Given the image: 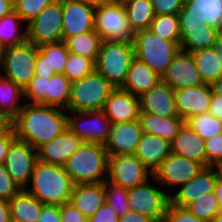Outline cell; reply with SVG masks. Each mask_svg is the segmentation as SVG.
Listing matches in <instances>:
<instances>
[{
  "instance_id": "6da1fadb",
  "label": "cell",
  "mask_w": 222,
  "mask_h": 222,
  "mask_svg": "<svg viewBox=\"0 0 222 222\" xmlns=\"http://www.w3.org/2000/svg\"><path fill=\"white\" fill-rule=\"evenodd\" d=\"M16 138L36 150L67 128V111L54 106L26 103L10 122Z\"/></svg>"
},
{
  "instance_id": "7a4b0ae2",
  "label": "cell",
  "mask_w": 222,
  "mask_h": 222,
  "mask_svg": "<svg viewBox=\"0 0 222 222\" xmlns=\"http://www.w3.org/2000/svg\"><path fill=\"white\" fill-rule=\"evenodd\" d=\"M29 185L26 190L42 204L59 206L70 201L74 187V183L64 166L39 160L35 163Z\"/></svg>"
},
{
  "instance_id": "3957f363",
  "label": "cell",
  "mask_w": 222,
  "mask_h": 222,
  "mask_svg": "<svg viewBox=\"0 0 222 222\" xmlns=\"http://www.w3.org/2000/svg\"><path fill=\"white\" fill-rule=\"evenodd\" d=\"M74 185L107 180L108 153L102 143L83 142L64 165Z\"/></svg>"
},
{
  "instance_id": "277c9868",
  "label": "cell",
  "mask_w": 222,
  "mask_h": 222,
  "mask_svg": "<svg viewBox=\"0 0 222 222\" xmlns=\"http://www.w3.org/2000/svg\"><path fill=\"white\" fill-rule=\"evenodd\" d=\"M133 46L135 57L162 78L180 50V41L164 40L150 29H145L135 32Z\"/></svg>"
},
{
  "instance_id": "5b68a950",
  "label": "cell",
  "mask_w": 222,
  "mask_h": 222,
  "mask_svg": "<svg viewBox=\"0 0 222 222\" xmlns=\"http://www.w3.org/2000/svg\"><path fill=\"white\" fill-rule=\"evenodd\" d=\"M134 58L133 43L102 40L95 62V70L115 88L121 87Z\"/></svg>"
},
{
  "instance_id": "8992f818",
  "label": "cell",
  "mask_w": 222,
  "mask_h": 222,
  "mask_svg": "<svg viewBox=\"0 0 222 222\" xmlns=\"http://www.w3.org/2000/svg\"><path fill=\"white\" fill-rule=\"evenodd\" d=\"M115 87L96 70L83 79L71 82L70 99L66 111L102 110Z\"/></svg>"
},
{
  "instance_id": "52a82bcc",
  "label": "cell",
  "mask_w": 222,
  "mask_h": 222,
  "mask_svg": "<svg viewBox=\"0 0 222 222\" xmlns=\"http://www.w3.org/2000/svg\"><path fill=\"white\" fill-rule=\"evenodd\" d=\"M36 58L37 46L29 41L4 48L0 60V74L24 90L35 76Z\"/></svg>"
},
{
  "instance_id": "ba28073f",
  "label": "cell",
  "mask_w": 222,
  "mask_h": 222,
  "mask_svg": "<svg viewBox=\"0 0 222 222\" xmlns=\"http://www.w3.org/2000/svg\"><path fill=\"white\" fill-rule=\"evenodd\" d=\"M94 28L102 40L133 43L135 33L123 3L105 2L95 7Z\"/></svg>"
},
{
  "instance_id": "9c48e42d",
  "label": "cell",
  "mask_w": 222,
  "mask_h": 222,
  "mask_svg": "<svg viewBox=\"0 0 222 222\" xmlns=\"http://www.w3.org/2000/svg\"><path fill=\"white\" fill-rule=\"evenodd\" d=\"M154 182H152V181ZM151 181V182H150ZM153 183V185H151ZM156 179L152 176L144 184L127 189V198L131 211L143 214L154 222L163 221L170 194L158 187Z\"/></svg>"
},
{
  "instance_id": "30bf717a",
  "label": "cell",
  "mask_w": 222,
  "mask_h": 222,
  "mask_svg": "<svg viewBox=\"0 0 222 222\" xmlns=\"http://www.w3.org/2000/svg\"><path fill=\"white\" fill-rule=\"evenodd\" d=\"M62 0H54L27 26V41L35 46L63 41Z\"/></svg>"
},
{
  "instance_id": "8fae6325",
  "label": "cell",
  "mask_w": 222,
  "mask_h": 222,
  "mask_svg": "<svg viewBox=\"0 0 222 222\" xmlns=\"http://www.w3.org/2000/svg\"><path fill=\"white\" fill-rule=\"evenodd\" d=\"M152 172L134 155L108 156L107 181L130 189L144 184L152 177Z\"/></svg>"
},
{
  "instance_id": "7c38bea8",
  "label": "cell",
  "mask_w": 222,
  "mask_h": 222,
  "mask_svg": "<svg viewBox=\"0 0 222 222\" xmlns=\"http://www.w3.org/2000/svg\"><path fill=\"white\" fill-rule=\"evenodd\" d=\"M67 113L68 128L83 142L104 144L108 139L112 122L103 110Z\"/></svg>"
},
{
  "instance_id": "4fadbf2b",
  "label": "cell",
  "mask_w": 222,
  "mask_h": 222,
  "mask_svg": "<svg viewBox=\"0 0 222 222\" xmlns=\"http://www.w3.org/2000/svg\"><path fill=\"white\" fill-rule=\"evenodd\" d=\"M37 160V150L29 143L17 138L11 142L4 165L20 189H26L29 186Z\"/></svg>"
},
{
  "instance_id": "5bb4252c",
  "label": "cell",
  "mask_w": 222,
  "mask_h": 222,
  "mask_svg": "<svg viewBox=\"0 0 222 222\" xmlns=\"http://www.w3.org/2000/svg\"><path fill=\"white\" fill-rule=\"evenodd\" d=\"M204 166L193 160L170 153L161 165L152 173L160 186H169L171 189L186 184L195 177Z\"/></svg>"
},
{
  "instance_id": "9a60e30c",
  "label": "cell",
  "mask_w": 222,
  "mask_h": 222,
  "mask_svg": "<svg viewBox=\"0 0 222 222\" xmlns=\"http://www.w3.org/2000/svg\"><path fill=\"white\" fill-rule=\"evenodd\" d=\"M222 173L219 167H204L195 177L170 193V202L179 207H187L206 193L214 192V185Z\"/></svg>"
},
{
  "instance_id": "2e32d148",
  "label": "cell",
  "mask_w": 222,
  "mask_h": 222,
  "mask_svg": "<svg viewBox=\"0 0 222 222\" xmlns=\"http://www.w3.org/2000/svg\"><path fill=\"white\" fill-rule=\"evenodd\" d=\"M162 80L174 91L205 84L195 65L192 54L181 49L168 65Z\"/></svg>"
},
{
  "instance_id": "e0dca14e",
  "label": "cell",
  "mask_w": 222,
  "mask_h": 222,
  "mask_svg": "<svg viewBox=\"0 0 222 222\" xmlns=\"http://www.w3.org/2000/svg\"><path fill=\"white\" fill-rule=\"evenodd\" d=\"M62 11L63 41L95 30V7L74 0H62Z\"/></svg>"
},
{
  "instance_id": "ac0fdd59",
  "label": "cell",
  "mask_w": 222,
  "mask_h": 222,
  "mask_svg": "<svg viewBox=\"0 0 222 222\" xmlns=\"http://www.w3.org/2000/svg\"><path fill=\"white\" fill-rule=\"evenodd\" d=\"M142 134L139 120L112 123L108 139L103 145L108 156L135 154Z\"/></svg>"
},
{
  "instance_id": "d6986e66",
  "label": "cell",
  "mask_w": 222,
  "mask_h": 222,
  "mask_svg": "<svg viewBox=\"0 0 222 222\" xmlns=\"http://www.w3.org/2000/svg\"><path fill=\"white\" fill-rule=\"evenodd\" d=\"M213 89L209 84L174 91L178 116L185 121L194 115L207 113Z\"/></svg>"
},
{
  "instance_id": "ffe728a7",
  "label": "cell",
  "mask_w": 222,
  "mask_h": 222,
  "mask_svg": "<svg viewBox=\"0 0 222 222\" xmlns=\"http://www.w3.org/2000/svg\"><path fill=\"white\" fill-rule=\"evenodd\" d=\"M82 143L83 141L67 126L54 140L43 144L37 149L38 160L49 164L64 166Z\"/></svg>"
},
{
  "instance_id": "44dd1931",
  "label": "cell",
  "mask_w": 222,
  "mask_h": 222,
  "mask_svg": "<svg viewBox=\"0 0 222 222\" xmlns=\"http://www.w3.org/2000/svg\"><path fill=\"white\" fill-rule=\"evenodd\" d=\"M140 110L162 117L178 116L174 90L163 80L139 97Z\"/></svg>"
},
{
  "instance_id": "7402d4cb",
  "label": "cell",
  "mask_w": 222,
  "mask_h": 222,
  "mask_svg": "<svg viewBox=\"0 0 222 222\" xmlns=\"http://www.w3.org/2000/svg\"><path fill=\"white\" fill-rule=\"evenodd\" d=\"M103 112L112 123L130 122L139 119V97L116 87L106 100Z\"/></svg>"
},
{
  "instance_id": "603a6c76",
  "label": "cell",
  "mask_w": 222,
  "mask_h": 222,
  "mask_svg": "<svg viewBox=\"0 0 222 222\" xmlns=\"http://www.w3.org/2000/svg\"><path fill=\"white\" fill-rule=\"evenodd\" d=\"M205 141L186 123L170 142L171 152L207 167Z\"/></svg>"
},
{
  "instance_id": "cb8c5ba5",
  "label": "cell",
  "mask_w": 222,
  "mask_h": 222,
  "mask_svg": "<svg viewBox=\"0 0 222 222\" xmlns=\"http://www.w3.org/2000/svg\"><path fill=\"white\" fill-rule=\"evenodd\" d=\"M170 153L168 140L143 132L134 155L153 173Z\"/></svg>"
},
{
  "instance_id": "d4e9b609",
  "label": "cell",
  "mask_w": 222,
  "mask_h": 222,
  "mask_svg": "<svg viewBox=\"0 0 222 222\" xmlns=\"http://www.w3.org/2000/svg\"><path fill=\"white\" fill-rule=\"evenodd\" d=\"M179 18L200 19L218 30L222 25V0H184Z\"/></svg>"
},
{
  "instance_id": "484cf974",
  "label": "cell",
  "mask_w": 222,
  "mask_h": 222,
  "mask_svg": "<svg viewBox=\"0 0 222 222\" xmlns=\"http://www.w3.org/2000/svg\"><path fill=\"white\" fill-rule=\"evenodd\" d=\"M162 78L156 74L146 63L136 57L132 60L127 77L121 89L134 96L140 97L143 93L154 87Z\"/></svg>"
},
{
  "instance_id": "4316f807",
  "label": "cell",
  "mask_w": 222,
  "mask_h": 222,
  "mask_svg": "<svg viewBox=\"0 0 222 222\" xmlns=\"http://www.w3.org/2000/svg\"><path fill=\"white\" fill-rule=\"evenodd\" d=\"M70 202L89 219L105 202L104 182L74 185Z\"/></svg>"
},
{
  "instance_id": "83f0119b",
  "label": "cell",
  "mask_w": 222,
  "mask_h": 222,
  "mask_svg": "<svg viewBox=\"0 0 222 222\" xmlns=\"http://www.w3.org/2000/svg\"><path fill=\"white\" fill-rule=\"evenodd\" d=\"M139 122L143 132L158 135L171 142L185 124L179 116L162 117L146 112L139 113Z\"/></svg>"
},
{
  "instance_id": "f1b7e54d",
  "label": "cell",
  "mask_w": 222,
  "mask_h": 222,
  "mask_svg": "<svg viewBox=\"0 0 222 222\" xmlns=\"http://www.w3.org/2000/svg\"><path fill=\"white\" fill-rule=\"evenodd\" d=\"M11 222H37L42 204L26 189H21L9 200Z\"/></svg>"
},
{
  "instance_id": "f546056e",
  "label": "cell",
  "mask_w": 222,
  "mask_h": 222,
  "mask_svg": "<svg viewBox=\"0 0 222 222\" xmlns=\"http://www.w3.org/2000/svg\"><path fill=\"white\" fill-rule=\"evenodd\" d=\"M21 99H23V90L0 74V117L10 123L24 105L20 104L23 103L20 102Z\"/></svg>"
},
{
  "instance_id": "4dcf8cb0",
  "label": "cell",
  "mask_w": 222,
  "mask_h": 222,
  "mask_svg": "<svg viewBox=\"0 0 222 222\" xmlns=\"http://www.w3.org/2000/svg\"><path fill=\"white\" fill-rule=\"evenodd\" d=\"M190 53L205 84L212 85L219 79L222 62L218 56L217 45Z\"/></svg>"
},
{
  "instance_id": "1f68e13d",
  "label": "cell",
  "mask_w": 222,
  "mask_h": 222,
  "mask_svg": "<svg viewBox=\"0 0 222 222\" xmlns=\"http://www.w3.org/2000/svg\"><path fill=\"white\" fill-rule=\"evenodd\" d=\"M20 15L12 11L0 18V43L4 48L20 45L27 41V26ZM22 27L25 29L22 30Z\"/></svg>"
},
{
  "instance_id": "d6a6232c",
  "label": "cell",
  "mask_w": 222,
  "mask_h": 222,
  "mask_svg": "<svg viewBox=\"0 0 222 222\" xmlns=\"http://www.w3.org/2000/svg\"><path fill=\"white\" fill-rule=\"evenodd\" d=\"M131 29L135 32L149 29L155 17L151 0H127L124 3Z\"/></svg>"
},
{
  "instance_id": "836d02e7",
  "label": "cell",
  "mask_w": 222,
  "mask_h": 222,
  "mask_svg": "<svg viewBox=\"0 0 222 222\" xmlns=\"http://www.w3.org/2000/svg\"><path fill=\"white\" fill-rule=\"evenodd\" d=\"M180 49L194 52L218 45V29L180 30Z\"/></svg>"
},
{
  "instance_id": "e575fe53",
  "label": "cell",
  "mask_w": 222,
  "mask_h": 222,
  "mask_svg": "<svg viewBox=\"0 0 222 222\" xmlns=\"http://www.w3.org/2000/svg\"><path fill=\"white\" fill-rule=\"evenodd\" d=\"M68 51L96 62L102 39L94 30L68 37L65 41Z\"/></svg>"
},
{
  "instance_id": "d590c367",
  "label": "cell",
  "mask_w": 222,
  "mask_h": 222,
  "mask_svg": "<svg viewBox=\"0 0 222 222\" xmlns=\"http://www.w3.org/2000/svg\"><path fill=\"white\" fill-rule=\"evenodd\" d=\"M71 81L64 74L48 78L47 106L67 110L70 99Z\"/></svg>"
},
{
  "instance_id": "8d00e7d4",
  "label": "cell",
  "mask_w": 222,
  "mask_h": 222,
  "mask_svg": "<svg viewBox=\"0 0 222 222\" xmlns=\"http://www.w3.org/2000/svg\"><path fill=\"white\" fill-rule=\"evenodd\" d=\"M185 123L204 141L222 133V122L209 112L191 116Z\"/></svg>"
},
{
  "instance_id": "74e56055",
  "label": "cell",
  "mask_w": 222,
  "mask_h": 222,
  "mask_svg": "<svg viewBox=\"0 0 222 222\" xmlns=\"http://www.w3.org/2000/svg\"><path fill=\"white\" fill-rule=\"evenodd\" d=\"M149 29L164 40L180 41L181 31L178 15H155Z\"/></svg>"
},
{
  "instance_id": "f35d334b",
  "label": "cell",
  "mask_w": 222,
  "mask_h": 222,
  "mask_svg": "<svg viewBox=\"0 0 222 222\" xmlns=\"http://www.w3.org/2000/svg\"><path fill=\"white\" fill-rule=\"evenodd\" d=\"M37 48L47 58L50 69H53L55 74H63L69 55L65 42L43 44Z\"/></svg>"
},
{
  "instance_id": "ab89813d",
  "label": "cell",
  "mask_w": 222,
  "mask_h": 222,
  "mask_svg": "<svg viewBox=\"0 0 222 222\" xmlns=\"http://www.w3.org/2000/svg\"><path fill=\"white\" fill-rule=\"evenodd\" d=\"M95 70V62L81 55L69 52L63 74L71 81L83 79Z\"/></svg>"
},
{
  "instance_id": "60d3db41",
  "label": "cell",
  "mask_w": 222,
  "mask_h": 222,
  "mask_svg": "<svg viewBox=\"0 0 222 222\" xmlns=\"http://www.w3.org/2000/svg\"><path fill=\"white\" fill-rule=\"evenodd\" d=\"M196 217L205 222L212 220L219 212V202L214 192L206 193L186 207Z\"/></svg>"
},
{
  "instance_id": "b9f144b4",
  "label": "cell",
  "mask_w": 222,
  "mask_h": 222,
  "mask_svg": "<svg viewBox=\"0 0 222 222\" xmlns=\"http://www.w3.org/2000/svg\"><path fill=\"white\" fill-rule=\"evenodd\" d=\"M105 202L120 218L131 211L127 198V189L114 185L107 180L104 182Z\"/></svg>"
},
{
  "instance_id": "7bdbcfd3",
  "label": "cell",
  "mask_w": 222,
  "mask_h": 222,
  "mask_svg": "<svg viewBox=\"0 0 222 222\" xmlns=\"http://www.w3.org/2000/svg\"><path fill=\"white\" fill-rule=\"evenodd\" d=\"M48 78L34 76L23 90L24 100L28 103L47 105Z\"/></svg>"
},
{
  "instance_id": "ee69618b",
  "label": "cell",
  "mask_w": 222,
  "mask_h": 222,
  "mask_svg": "<svg viewBox=\"0 0 222 222\" xmlns=\"http://www.w3.org/2000/svg\"><path fill=\"white\" fill-rule=\"evenodd\" d=\"M54 0H15L14 11L17 12L25 24L35 19L44 8Z\"/></svg>"
},
{
  "instance_id": "f6af8a7d",
  "label": "cell",
  "mask_w": 222,
  "mask_h": 222,
  "mask_svg": "<svg viewBox=\"0 0 222 222\" xmlns=\"http://www.w3.org/2000/svg\"><path fill=\"white\" fill-rule=\"evenodd\" d=\"M207 167L222 168V133L205 140Z\"/></svg>"
},
{
  "instance_id": "bcb514c9",
  "label": "cell",
  "mask_w": 222,
  "mask_h": 222,
  "mask_svg": "<svg viewBox=\"0 0 222 222\" xmlns=\"http://www.w3.org/2000/svg\"><path fill=\"white\" fill-rule=\"evenodd\" d=\"M164 222H205L191 213L185 207H179L169 202L164 214Z\"/></svg>"
},
{
  "instance_id": "7dc6e473",
  "label": "cell",
  "mask_w": 222,
  "mask_h": 222,
  "mask_svg": "<svg viewBox=\"0 0 222 222\" xmlns=\"http://www.w3.org/2000/svg\"><path fill=\"white\" fill-rule=\"evenodd\" d=\"M20 187L12 180L5 165H0V198L10 200L20 191Z\"/></svg>"
},
{
  "instance_id": "c3c4849f",
  "label": "cell",
  "mask_w": 222,
  "mask_h": 222,
  "mask_svg": "<svg viewBox=\"0 0 222 222\" xmlns=\"http://www.w3.org/2000/svg\"><path fill=\"white\" fill-rule=\"evenodd\" d=\"M155 15H178L184 5V0H151Z\"/></svg>"
},
{
  "instance_id": "681fc988",
  "label": "cell",
  "mask_w": 222,
  "mask_h": 222,
  "mask_svg": "<svg viewBox=\"0 0 222 222\" xmlns=\"http://www.w3.org/2000/svg\"><path fill=\"white\" fill-rule=\"evenodd\" d=\"M61 222H88V218L70 201L60 205Z\"/></svg>"
},
{
  "instance_id": "f907efd6",
  "label": "cell",
  "mask_w": 222,
  "mask_h": 222,
  "mask_svg": "<svg viewBox=\"0 0 222 222\" xmlns=\"http://www.w3.org/2000/svg\"><path fill=\"white\" fill-rule=\"evenodd\" d=\"M88 222H119V217L110 205L104 202L100 208L88 219Z\"/></svg>"
},
{
  "instance_id": "816d5d0a",
  "label": "cell",
  "mask_w": 222,
  "mask_h": 222,
  "mask_svg": "<svg viewBox=\"0 0 222 222\" xmlns=\"http://www.w3.org/2000/svg\"><path fill=\"white\" fill-rule=\"evenodd\" d=\"M16 138L15 132L11 125H9L0 134V165L4 164L5 157L10 148L11 142Z\"/></svg>"
},
{
  "instance_id": "f5cc1de1",
  "label": "cell",
  "mask_w": 222,
  "mask_h": 222,
  "mask_svg": "<svg viewBox=\"0 0 222 222\" xmlns=\"http://www.w3.org/2000/svg\"><path fill=\"white\" fill-rule=\"evenodd\" d=\"M37 222H61L60 206L44 204Z\"/></svg>"
},
{
  "instance_id": "db71d44e",
  "label": "cell",
  "mask_w": 222,
  "mask_h": 222,
  "mask_svg": "<svg viewBox=\"0 0 222 222\" xmlns=\"http://www.w3.org/2000/svg\"><path fill=\"white\" fill-rule=\"evenodd\" d=\"M34 71H35V76H40V77L51 78L53 75H55L54 70L50 69L47 63V58L38 51V48H37V58L35 61Z\"/></svg>"
},
{
  "instance_id": "11a10c76",
  "label": "cell",
  "mask_w": 222,
  "mask_h": 222,
  "mask_svg": "<svg viewBox=\"0 0 222 222\" xmlns=\"http://www.w3.org/2000/svg\"><path fill=\"white\" fill-rule=\"evenodd\" d=\"M179 24L180 30L216 29L196 18H179Z\"/></svg>"
},
{
  "instance_id": "9f6ffc18",
  "label": "cell",
  "mask_w": 222,
  "mask_h": 222,
  "mask_svg": "<svg viewBox=\"0 0 222 222\" xmlns=\"http://www.w3.org/2000/svg\"><path fill=\"white\" fill-rule=\"evenodd\" d=\"M208 112L222 122V95L212 93Z\"/></svg>"
},
{
  "instance_id": "6f0895ef",
  "label": "cell",
  "mask_w": 222,
  "mask_h": 222,
  "mask_svg": "<svg viewBox=\"0 0 222 222\" xmlns=\"http://www.w3.org/2000/svg\"><path fill=\"white\" fill-rule=\"evenodd\" d=\"M119 222H154L146 215L129 211L124 216L119 218Z\"/></svg>"
},
{
  "instance_id": "680465c9",
  "label": "cell",
  "mask_w": 222,
  "mask_h": 222,
  "mask_svg": "<svg viewBox=\"0 0 222 222\" xmlns=\"http://www.w3.org/2000/svg\"><path fill=\"white\" fill-rule=\"evenodd\" d=\"M0 222H11L9 201L0 198Z\"/></svg>"
},
{
  "instance_id": "91938a15",
  "label": "cell",
  "mask_w": 222,
  "mask_h": 222,
  "mask_svg": "<svg viewBox=\"0 0 222 222\" xmlns=\"http://www.w3.org/2000/svg\"><path fill=\"white\" fill-rule=\"evenodd\" d=\"M14 11L12 0H0V18Z\"/></svg>"
},
{
  "instance_id": "94428289",
  "label": "cell",
  "mask_w": 222,
  "mask_h": 222,
  "mask_svg": "<svg viewBox=\"0 0 222 222\" xmlns=\"http://www.w3.org/2000/svg\"><path fill=\"white\" fill-rule=\"evenodd\" d=\"M214 193L219 202V210L222 213V173L218 176L215 182Z\"/></svg>"
},
{
  "instance_id": "6125c7cd",
  "label": "cell",
  "mask_w": 222,
  "mask_h": 222,
  "mask_svg": "<svg viewBox=\"0 0 222 222\" xmlns=\"http://www.w3.org/2000/svg\"><path fill=\"white\" fill-rule=\"evenodd\" d=\"M74 1L85 3V4L91 5L93 7H98L102 3L107 2V0H74Z\"/></svg>"
},
{
  "instance_id": "be15d7a7",
  "label": "cell",
  "mask_w": 222,
  "mask_h": 222,
  "mask_svg": "<svg viewBox=\"0 0 222 222\" xmlns=\"http://www.w3.org/2000/svg\"><path fill=\"white\" fill-rule=\"evenodd\" d=\"M211 86L213 93L222 95V79L216 80Z\"/></svg>"
},
{
  "instance_id": "e7e4bbea",
  "label": "cell",
  "mask_w": 222,
  "mask_h": 222,
  "mask_svg": "<svg viewBox=\"0 0 222 222\" xmlns=\"http://www.w3.org/2000/svg\"><path fill=\"white\" fill-rule=\"evenodd\" d=\"M9 125H10V123H9L6 119L0 117V134H1Z\"/></svg>"
},
{
  "instance_id": "03108f58",
  "label": "cell",
  "mask_w": 222,
  "mask_h": 222,
  "mask_svg": "<svg viewBox=\"0 0 222 222\" xmlns=\"http://www.w3.org/2000/svg\"><path fill=\"white\" fill-rule=\"evenodd\" d=\"M217 50H218V56L222 62V47L217 45ZM219 79H222V66H221V71L219 75Z\"/></svg>"
},
{
  "instance_id": "003e7915",
  "label": "cell",
  "mask_w": 222,
  "mask_h": 222,
  "mask_svg": "<svg viewBox=\"0 0 222 222\" xmlns=\"http://www.w3.org/2000/svg\"><path fill=\"white\" fill-rule=\"evenodd\" d=\"M209 222H222V213L219 212L212 220Z\"/></svg>"
},
{
  "instance_id": "a7ac6f4b",
  "label": "cell",
  "mask_w": 222,
  "mask_h": 222,
  "mask_svg": "<svg viewBox=\"0 0 222 222\" xmlns=\"http://www.w3.org/2000/svg\"><path fill=\"white\" fill-rule=\"evenodd\" d=\"M218 46L222 47V28L219 30L218 33Z\"/></svg>"
},
{
  "instance_id": "89a4df30",
  "label": "cell",
  "mask_w": 222,
  "mask_h": 222,
  "mask_svg": "<svg viewBox=\"0 0 222 222\" xmlns=\"http://www.w3.org/2000/svg\"><path fill=\"white\" fill-rule=\"evenodd\" d=\"M127 0H107V2L124 3Z\"/></svg>"
},
{
  "instance_id": "2644e50d",
  "label": "cell",
  "mask_w": 222,
  "mask_h": 222,
  "mask_svg": "<svg viewBox=\"0 0 222 222\" xmlns=\"http://www.w3.org/2000/svg\"><path fill=\"white\" fill-rule=\"evenodd\" d=\"M3 52H4V47H3V46L1 45V43H0V60H1V58H2Z\"/></svg>"
}]
</instances>
